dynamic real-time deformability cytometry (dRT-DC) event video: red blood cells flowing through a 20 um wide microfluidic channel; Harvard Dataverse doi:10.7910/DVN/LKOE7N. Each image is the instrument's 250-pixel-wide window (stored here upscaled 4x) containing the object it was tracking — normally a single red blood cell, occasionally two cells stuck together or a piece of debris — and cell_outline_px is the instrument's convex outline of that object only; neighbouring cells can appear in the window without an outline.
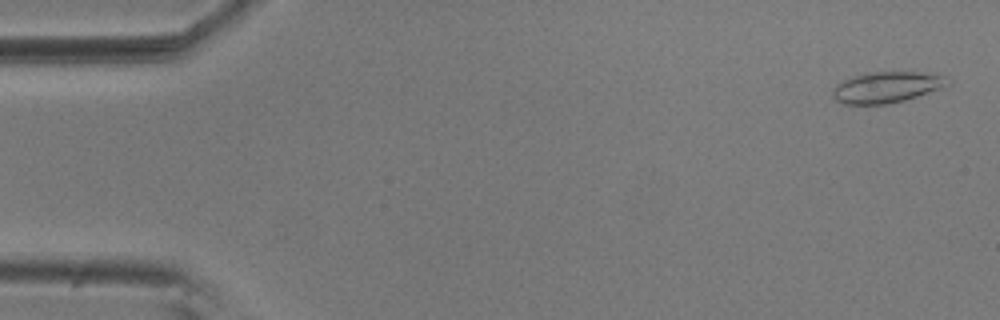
{"species": "common noctule bat (a hibernating species)", "species_latin": "Nyctalus noctula", "temperature_condition": "room temperature", "stored_images_in_passage": 55, "camera_frame_rate_fps": 3000, "um_per_image_px": 0.085, "animal": {"sex": "male", "body_mass_g": 20.5, "forearm_length_mm": 52.5}, "frame": {"image": 1, "passage_image": 2, "time_ms": 0.333, "image_size_px": [1000, 320], "cell_outline_px": [[952, 84], [904, 100], [888, 104], [844, 104], [836, 100], [832, 96], [832, 88], [836, 84], [852, 76], [864, 72], [920, 72], [944, 76], [952, 80]], "centroid_in_image_um": [75.34, 7.4], "position_along_channel_um": 9.7, "area_um2": 20.87}}
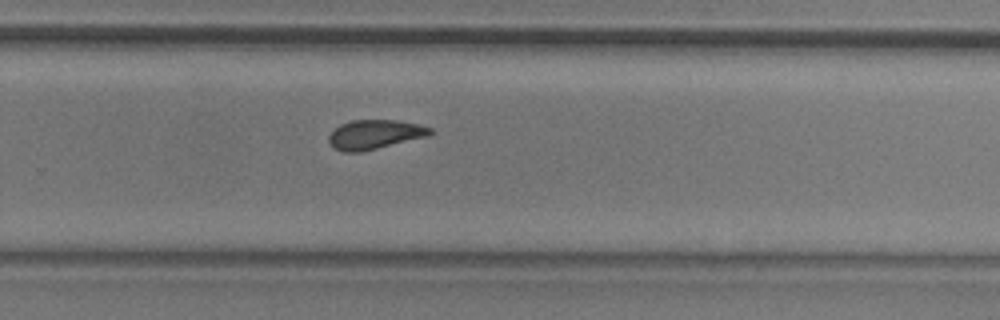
{"frame": {"image": 2, "passage_image": 36, "time_ms": 11.667, "image_size_px": [1000, 320], "cell_outline_px": [[432, 132], [428, 136], [360, 152], [344, 152], [336, 148], [328, 140], [328, 136], [340, 124], [352, 120], [396, 120], [420, 124], [432, 128]], "centroid_in_image_um": [31.87, 11.41], "position_along_channel_um": 297.9, "area_um2": 17.11}}
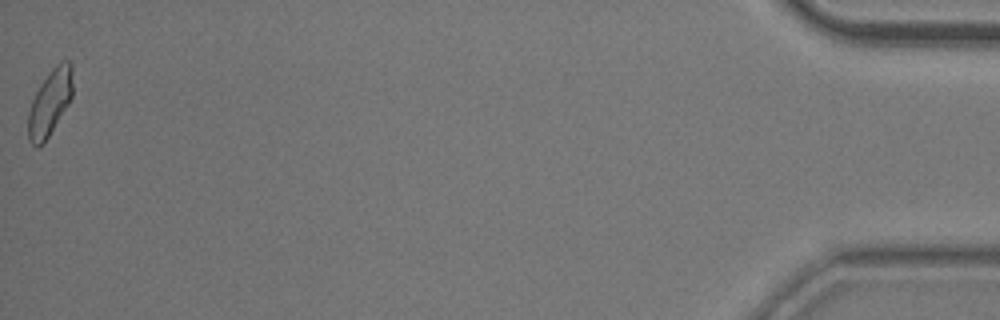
{"frame": {"image": 3, "passage_image": 55, "time_ms": 18.0, "image_size_px": [1000, 320], "cell_outline_px": [[72, 96], [68, 104], [44, 144], [36, 148], [28, 140], [28, 112], [32, 100], [40, 84], [52, 68], [60, 60], [68, 60], [72, 64]], "centroid_in_image_um": [4.23, 8.72], "position_along_channel_um": 431.0, "area_um2": 17.22}, "authors_computed_cell_mechanics": {"area_um2": 17.629, "velocity_mm_per_s": 3.6581, "shape_relaxation_time_tau1_ms": 6.1703, "shape_relaxation_time_tau2_ms": 2.4371, "deformation_change_tau1": 0.1258, "deformation_change_tau2": 0.0886}}